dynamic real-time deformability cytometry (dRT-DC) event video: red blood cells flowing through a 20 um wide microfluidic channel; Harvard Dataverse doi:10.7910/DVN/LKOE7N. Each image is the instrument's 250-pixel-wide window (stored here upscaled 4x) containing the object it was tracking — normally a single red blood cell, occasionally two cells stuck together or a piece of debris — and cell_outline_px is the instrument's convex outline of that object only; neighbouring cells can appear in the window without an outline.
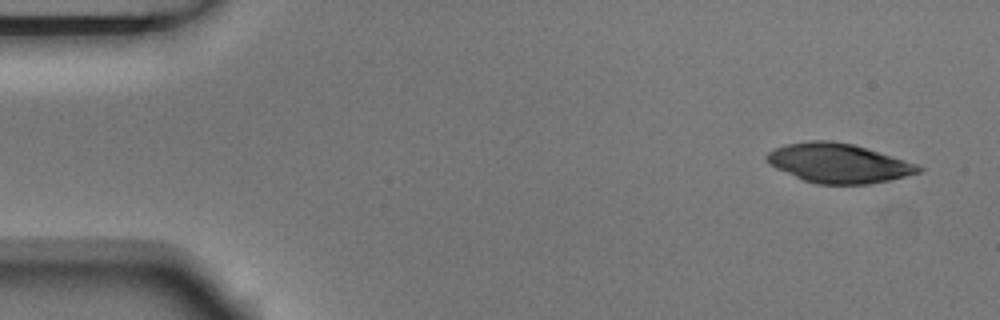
{"species": "Egyptian fruit bat (a non-hibernating species)", "species_latin": "Rousettus aegyptiacus", "temperature_condition": "room temperature", "stored_images_in_passage": 5, "segment_of_instrument_passage": [1, 2], "camera_frame_rate_fps": 3000, "um_per_image_px": 0.085, "animal": {"sex": "male"}, "frame": {"image": 1, "passage_image": 1, "time_ms": 0.0, "image_size_px": [1000, 320], "cell_outline_px": [[924, 168], [920, 172], [888, 180], [868, 184], [816, 184], [804, 180], [776, 168], [768, 164], [764, 160], [764, 156], [768, 152], [784, 144], [808, 140], [832, 140], [852, 144], [892, 156], [916, 164]], "centroid_in_image_um": [71.21, 13.86], "position_along_channel_um": 13.8, "area_um2": 34.62}}